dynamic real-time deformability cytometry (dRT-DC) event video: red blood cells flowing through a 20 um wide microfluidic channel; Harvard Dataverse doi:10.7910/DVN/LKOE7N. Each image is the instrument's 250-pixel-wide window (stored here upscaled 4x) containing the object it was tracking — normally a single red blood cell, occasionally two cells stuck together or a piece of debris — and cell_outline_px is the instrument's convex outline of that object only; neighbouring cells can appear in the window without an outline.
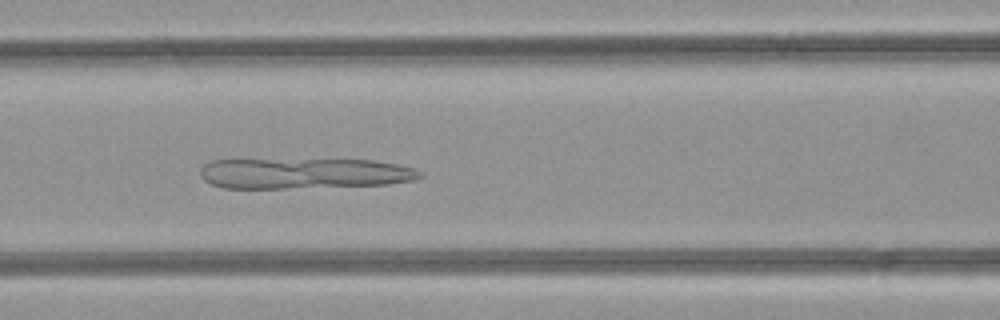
{"species": "common noctule bat (a hibernating species)", "species_latin": "Nyctalus noctula", "temperature_condition": "room temperature", "stored_images_in_passage": 48, "camera_frame_rate_fps": 3000, "um_per_image_px": 0.085, "animal": {"sex": "female", "body_mass_g": 21.9}, "frame": {"image": 1, "passage_image": 20, "time_ms": 6.333, "image_size_px": [1000, 320], "cell_outline_px": [[424, 176], [416, 180], [388, 184], [284, 188], [224, 188], [212, 184], [204, 180], [200, 176], [200, 168], [204, 164], [212, 160], [372, 160], [396, 164], [412, 168], [424, 172]], "centroid_in_image_um": [25.86, 14.74], "position_along_channel_um": 140.7, "area_um2": 39.02}}
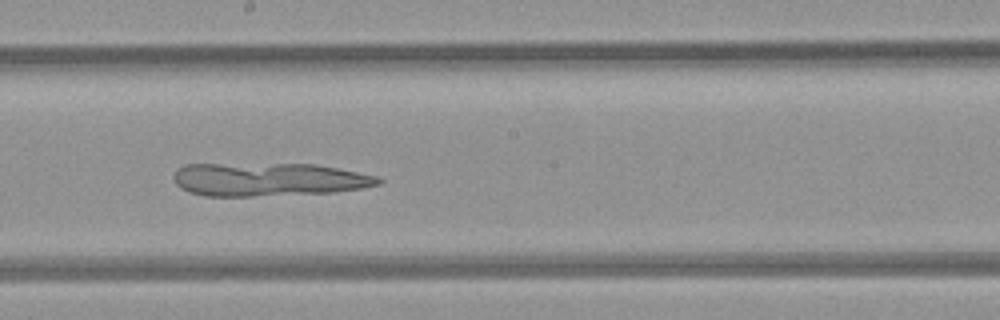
{"frame": {"image": 2, "passage_image": 26, "time_ms": 8.333, "image_size_px": [1000, 320], "cell_outline_px": [[384, 180], [380, 184], [364, 188], [332, 192], [252, 196], [204, 196], [188, 192], [180, 188], [176, 184], [172, 176], [176, 168], [184, 164], [316, 164], [380, 176]], "centroid_in_image_um": [22.82, 15.25], "position_along_channel_um": 225.4, "area_um2": 40.06}}
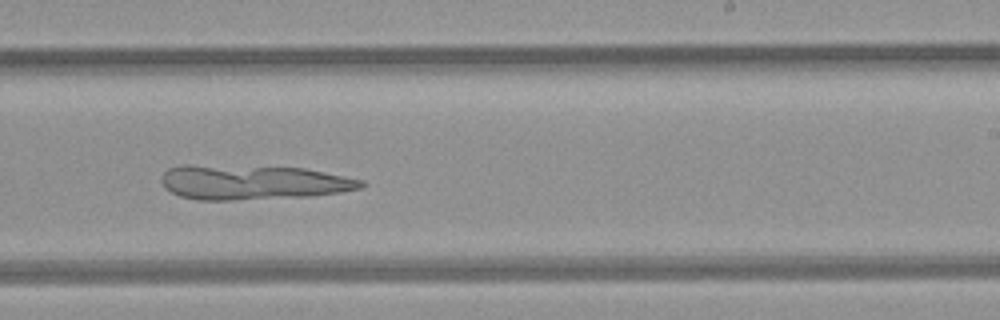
{"frame": {"image": 3, "passage_image": 29, "time_ms": 9.333, "image_size_px": [1000, 320], "cell_outline_px": [[368, 184], [360, 188], [340, 192], [308, 196], [232, 200], [196, 200], [180, 196], [164, 188], [160, 180], [164, 172], [168, 168], [180, 164], [188, 164], [304, 168], [364, 180]], "centroid_in_image_um": [21.44, 15.49], "position_along_channel_um": 267.6, "area_um2": 40.52}}